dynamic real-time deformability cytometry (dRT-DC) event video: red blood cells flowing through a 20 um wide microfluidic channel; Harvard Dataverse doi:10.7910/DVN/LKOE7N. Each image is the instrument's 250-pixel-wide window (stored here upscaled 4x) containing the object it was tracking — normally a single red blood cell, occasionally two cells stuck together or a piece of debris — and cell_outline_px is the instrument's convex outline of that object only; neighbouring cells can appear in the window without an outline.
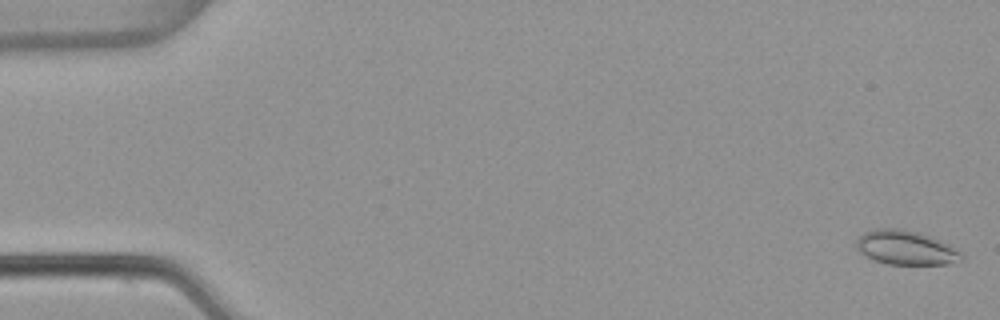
{"species": "common noctule bat (a hibernating species)", "species_latin": "Nyctalus noctula", "temperature_condition": "warm", "stored_images_in_passage": 6, "camera_frame_rate_fps": 3000, "um_per_image_px": 0.085, "animal": {"sex": "female", "body_mass_g": 22.7, "forearm_length_mm": 54.2}, "frame": {"image": 1, "passage_image": 1, "time_ms": 0.0, "image_size_px": [1000, 320], "cell_outline_px": [[964, 260], [948, 264], [888, 264], [876, 260], [860, 252], [856, 248], [856, 240], [864, 232], [876, 228], [896, 228], [916, 232], [940, 240], [948, 244], [960, 252], [964, 256]], "centroid_in_image_um": [77.0, 21.06], "position_along_channel_um": 8.0, "area_um2": 20.75}}
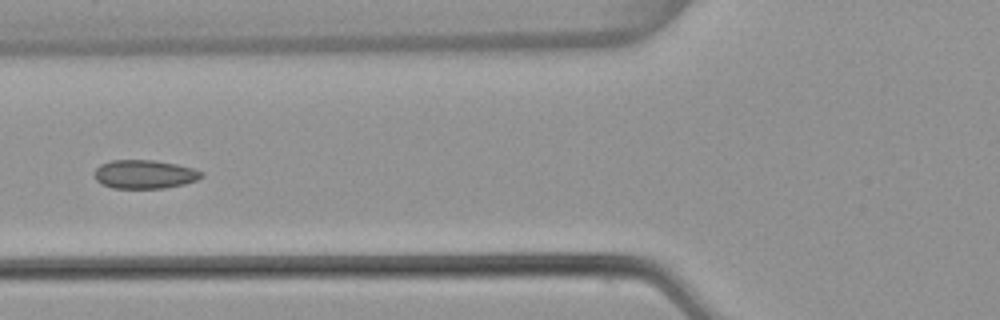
{"frame": {"image": 2, "passage_image": 6, "time_ms": 1.667, "image_size_px": [1000, 320], "cell_outline_px": [[204, 176], [196, 180], [184, 184], [164, 188], [112, 188], [96, 180], [96, 168], [100, 164], [112, 160], [152, 160], [176, 164], [192, 168], [204, 172]], "centroid_in_image_um": [12.31, 14.81], "position_along_channel_um": 113.5, "area_um2": 17.74}}